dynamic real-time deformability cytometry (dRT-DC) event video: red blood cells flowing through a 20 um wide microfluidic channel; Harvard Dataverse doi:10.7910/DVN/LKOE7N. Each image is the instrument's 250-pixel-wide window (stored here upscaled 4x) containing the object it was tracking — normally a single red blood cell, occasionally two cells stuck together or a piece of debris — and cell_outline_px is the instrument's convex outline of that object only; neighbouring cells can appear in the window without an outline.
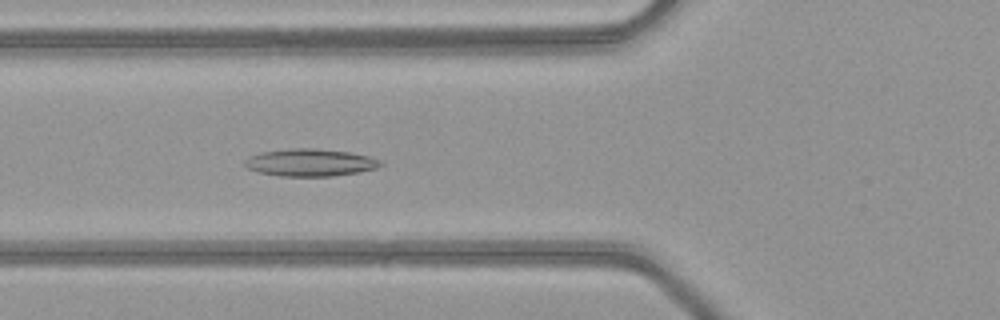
{"species": "common noctule bat (a hibernating species)", "species_latin": "Nyctalus noctula", "temperature_condition": "warm", "stored_images_in_passage": 45, "camera_frame_rate_fps": 3000, "um_per_image_px": 0.085, "animal": {"sex": "female", "body_mass_g": 21.9}, "frame": {"image": 1, "passage_image": 14, "time_ms": 4.333, "image_size_px": [1000, 320], "cell_outline_px": [[384, 164], [376, 168], [360, 172], [332, 176], [280, 176], [256, 172], [248, 168], [244, 164], [244, 160], [248, 156], [260, 152], [292, 148], [316, 148], [348, 152], [372, 156], [380, 160]], "centroid_in_image_um": [26.36, 13.81], "position_along_channel_um": 99.4, "area_um2": 21.91}}
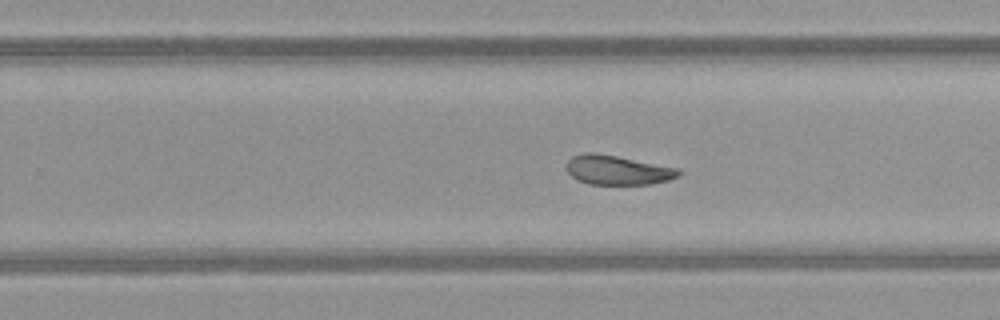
{"frame": {"image": 2, "passage_image": 27, "time_ms": 8.667, "image_size_px": [1000, 320], "cell_outline_px": [[680, 176], [668, 180], [652, 184], [588, 184], [576, 180], [568, 172], [568, 160], [572, 156], [584, 152], [596, 152], [680, 168]], "centroid_in_image_um": [52.5, 14.45], "position_along_channel_um": 277.3, "area_um2": 19.31}}
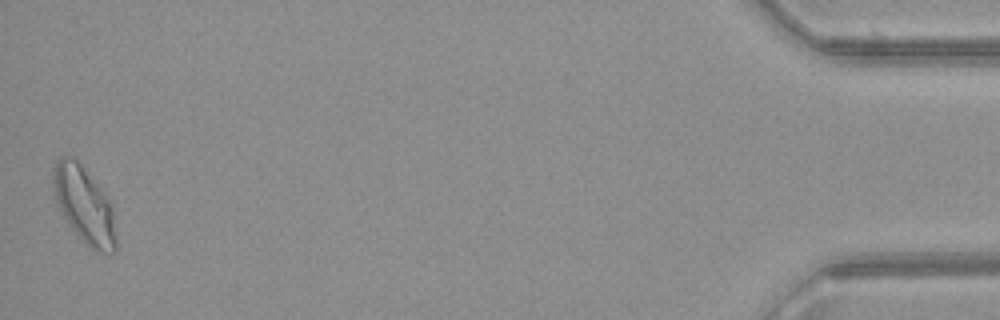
{"frame": {"image": 3, "passage_image": 45, "time_ms": 14.667, "image_size_px": [1000, 320], "cell_outline_px": [[116, 252], [96, 252], [68, 224], [56, 204], [52, 176], [52, 168], [56, 160], [60, 156], [72, 156], [80, 164], [104, 192], [108, 200], [112, 212], [116, 236]], "centroid_in_image_um": [7.12, 17.39], "position_along_channel_um": 428.1, "area_um2": 27.57}, "authors_computed_cell_mechanics": {"area_um2": 20.9814, "velocity_mm_per_s": 4.0951, "shape_relaxation_time_tau1_ms": null, "shape_relaxation_time_tau2_ms": 1.5264, "deformation_change_tau1": null, "deformation_change_tau2": 0.0841}}